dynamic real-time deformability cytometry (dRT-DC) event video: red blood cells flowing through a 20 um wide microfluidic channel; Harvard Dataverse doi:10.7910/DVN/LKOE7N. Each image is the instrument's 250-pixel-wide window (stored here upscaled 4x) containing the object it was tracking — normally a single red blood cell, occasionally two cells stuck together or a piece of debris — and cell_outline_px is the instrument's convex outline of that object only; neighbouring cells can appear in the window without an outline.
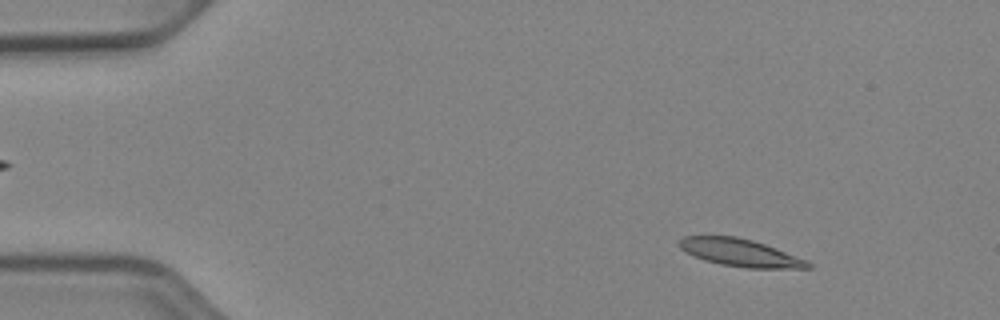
{"species": "Egyptian fruit bat (a non-hibernating species)", "species_latin": "Rousettus aegyptiacus", "temperature_condition": "cold", "stored_images_in_passage": 51, "camera_frame_rate_fps": 3000, "um_per_image_px": 0.085, "animal": {"sex": "female"}, "frame": {"image": 1, "passage_image": 6, "time_ms": 1.667, "image_size_px": [1000, 320], "cell_outline_px": [[812, 268], [748, 268], [720, 264], [704, 260], [692, 256], [684, 252], [676, 244], [676, 240], [684, 236], [736, 236], [752, 240], [776, 248], [808, 260], [812, 264]], "centroid_in_image_um": [62.87, 21.47], "position_along_channel_um": 22.1, "area_um2": 20.87}}
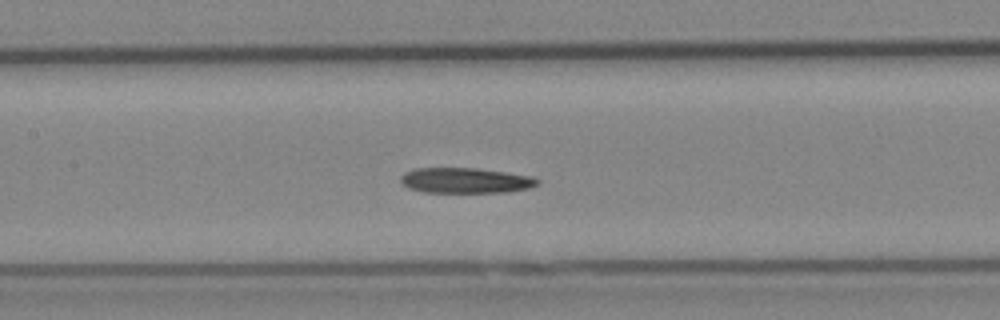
{"frame": {"image": 2, "passage_image": 24, "time_ms": 7.667, "image_size_px": [1000, 320], "cell_outline_px": [[540, 180], [536, 184], [528, 188], [508, 192], [424, 192], [408, 188], [400, 180], [400, 176], [404, 172], [416, 168], [476, 168], [532, 176]], "centroid_in_image_um": [39.54, 15.34], "position_along_channel_um": 167.9, "area_um2": 20.11}}
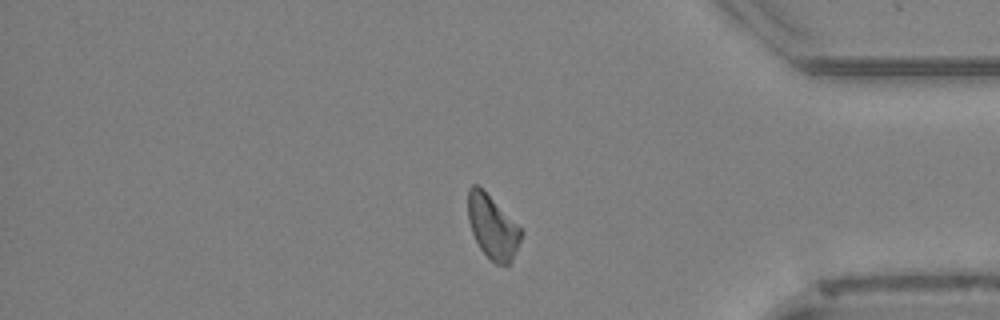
{"frame": {"image": 3, "passage_image": 43, "time_ms": 14.0, "image_size_px": [1000, 320], "cell_outline_px": [[524, 232], [516, 252], [512, 260], [508, 264], [496, 264], [480, 248], [472, 232], [468, 220], [468, 188], [472, 184], [476, 184]], "centroid_in_image_um": [41.86, 19.32], "position_along_channel_um": 393.3, "area_um2": 19.02}}